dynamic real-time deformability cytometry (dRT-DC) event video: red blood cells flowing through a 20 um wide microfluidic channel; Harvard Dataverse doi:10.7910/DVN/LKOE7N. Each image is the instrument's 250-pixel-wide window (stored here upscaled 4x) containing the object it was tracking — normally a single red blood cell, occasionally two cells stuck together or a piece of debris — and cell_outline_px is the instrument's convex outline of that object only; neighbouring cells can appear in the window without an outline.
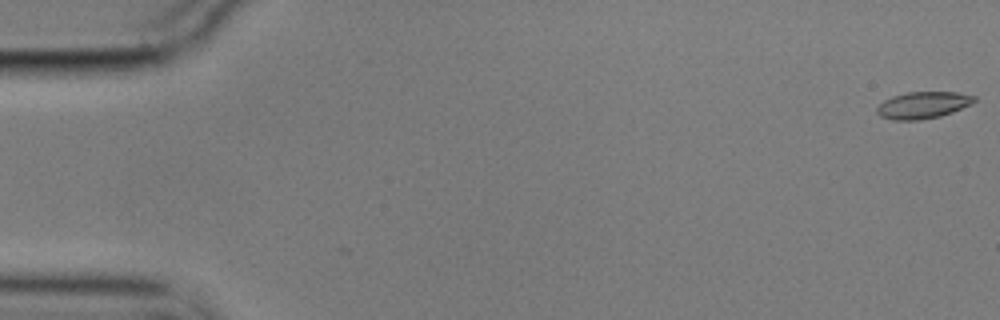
{"species": "common noctule bat (a hibernating species)", "species_latin": "Nyctalus noctula", "temperature_condition": "cold", "stored_images_in_passage": 57, "camera_frame_rate_fps": 3000, "um_per_image_px": 0.085, "animal": {"sex": "male", "body_mass_g": 17.9}, "frame": {"image": 1, "passage_image": 1, "time_ms": 0.0, "image_size_px": [1000, 320], "cell_outline_px": [[976, 100], [972, 104], [952, 112], [940, 116], [920, 120], [892, 120], [880, 116], [876, 112], [876, 108], [884, 100], [892, 96], [908, 92], [956, 92], [976, 96]], "centroid_in_image_um": [78.45, 8.93], "position_along_channel_um": 6.6, "area_um2": 15.26}}
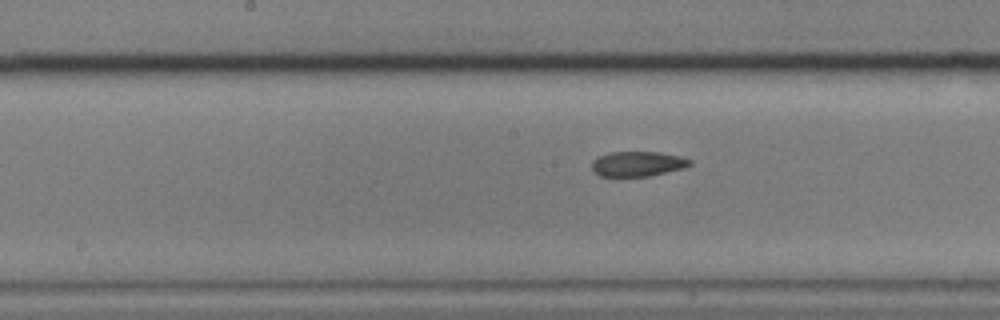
{"frame": {"image": 2, "passage_image": 29, "time_ms": 9.333, "image_size_px": [1000, 320], "cell_outline_px": [[692, 164], [684, 168], [648, 176], [600, 176], [592, 172], [592, 160], [600, 156], [612, 152], [660, 152], [680, 156], [692, 160]], "centroid_in_image_um": [54.2, 13.93], "position_along_channel_um": 194.0, "area_um2": 14.28}}
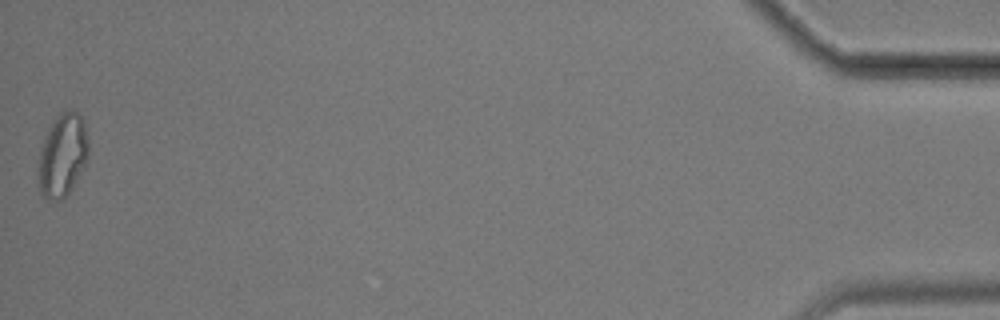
{"frame": {"image": 3, "passage_image": 57, "time_ms": 18.667, "image_size_px": [1000, 320], "cell_outline_px": [[88, 160], [84, 168], [68, 196], [60, 200], [48, 200], [40, 192], [40, 152], [44, 140], [52, 124], [64, 112], [80, 112], [84, 120], [88, 140]], "centroid_in_image_um": [5.38, 13.25], "position_along_channel_um": 429.8, "area_um2": 23.76}, "authors_computed_cell_mechanics": {"area_um2": 15.4326, "velocity_mm_per_s": 3.5264, "shape_relaxation_time_tau1_ms": 8.7509, "shape_relaxation_time_tau2_ms": 3.8423, "deformation_change_tau1": 0.1753, "deformation_change_tau2": 0.0938}}